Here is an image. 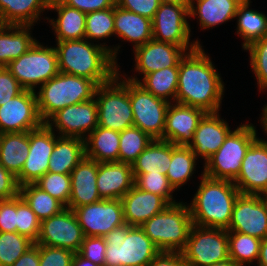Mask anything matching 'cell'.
I'll return each instance as SVG.
<instances>
[{
    "mask_svg": "<svg viewBox=\"0 0 267 266\" xmlns=\"http://www.w3.org/2000/svg\"><path fill=\"white\" fill-rule=\"evenodd\" d=\"M39 245L31 246L11 266H39Z\"/></svg>",
    "mask_w": 267,
    "mask_h": 266,
    "instance_id": "9f6ffc18",
    "label": "cell"
},
{
    "mask_svg": "<svg viewBox=\"0 0 267 266\" xmlns=\"http://www.w3.org/2000/svg\"><path fill=\"white\" fill-rule=\"evenodd\" d=\"M106 242L104 237L85 236L79 254L98 266L105 264Z\"/></svg>",
    "mask_w": 267,
    "mask_h": 266,
    "instance_id": "c3c4849f",
    "label": "cell"
},
{
    "mask_svg": "<svg viewBox=\"0 0 267 266\" xmlns=\"http://www.w3.org/2000/svg\"><path fill=\"white\" fill-rule=\"evenodd\" d=\"M84 157L85 142L83 139L57 135L48 172L70 174Z\"/></svg>",
    "mask_w": 267,
    "mask_h": 266,
    "instance_id": "4dcf8cb0",
    "label": "cell"
},
{
    "mask_svg": "<svg viewBox=\"0 0 267 266\" xmlns=\"http://www.w3.org/2000/svg\"><path fill=\"white\" fill-rule=\"evenodd\" d=\"M181 253L188 266H211L228 260V231L193 225Z\"/></svg>",
    "mask_w": 267,
    "mask_h": 266,
    "instance_id": "30bf717a",
    "label": "cell"
},
{
    "mask_svg": "<svg viewBox=\"0 0 267 266\" xmlns=\"http://www.w3.org/2000/svg\"><path fill=\"white\" fill-rule=\"evenodd\" d=\"M57 12V19H49L56 41L85 39L86 13L63 4L60 0H50L49 9Z\"/></svg>",
    "mask_w": 267,
    "mask_h": 266,
    "instance_id": "484cf974",
    "label": "cell"
},
{
    "mask_svg": "<svg viewBox=\"0 0 267 266\" xmlns=\"http://www.w3.org/2000/svg\"><path fill=\"white\" fill-rule=\"evenodd\" d=\"M6 68L24 90L36 92V87L39 88L59 73L56 49L37 41L26 53L11 61Z\"/></svg>",
    "mask_w": 267,
    "mask_h": 266,
    "instance_id": "9c48e42d",
    "label": "cell"
},
{
    "mask_svg": "<svg viewBox=\"0 0 267 266\" xmlns=\"http://www.w3.org/2000/svg\"><path fill=\"white\" fill-rule=\"evenodd\" d=\"M192 226L189 205L179 201L169 204L140 227L160 251L182 252Z\"/></svg>",
    "mask_w": 267,
    "mask_h": 266,
    "instance_id": "8992f818",
    "label": "cell"
},
{
    "mask_svg": "<svg viewBox=\"0 0 267 266\" xmlns=\"http://www.w3.org/2000/svg\"><path fill=\"white\" fill-rule=\"evenodd\" d=\"M250 3L251 0H243L235 16L237 19L236 34L244 41L243 49L267 34V16L261 11L249 9Z\"/></svg>",
    "mask_w": 267,
    "mask_h": 266,
    "instance_id": "d590c367",
    "label": "cell"
},
{
    "mask_svg": "<svg viewBox=\"0 0 267 266\" xmlns=\"http://www.w3.org/2000/svg\"><path fill=\"white\" fill-rule=\"evenodd\" d=\"M29 132L0 134V164L17 177L29 155Z\"/></svg>",
    "mask_w": 267,
    "mask_h": 266,
    "instance_id": "d6a6232c",
    "label": "cell"
},
{
    "mask_svg": "<svg viewBox=\"0 0 267 266\" xmlns=\"http://www.w3.org/2000/svg\"><path fill=\"white\" fill-rule=\"evenodd\" d=\"M116 4L125 10L152 20L161 2L160 0H116Z\"/></svg>",
    "mask_w": 267,
    "mask_h": 266,
    "instance_id": "f907efd6",
    "label": "cell"
},
{
    "mask_svg": "<svg viewBox=\"0 0 267 266\" xmlns=\"http://www.w3.org/2000/svg\"><path fill=\"white\" fill-rule=\"evenodd\" d=\"M135 71L145 76L168 67H179L187 51L171 43L151 39L144 45L133 49Z\"/></svg>",
    "mask_w": 267,
    "mask_h": 266,
    "instance_id": "ffe728a7",
    "label": "cell"
},
{
    "mask_svg": "<svg viewBox=\"0 0 267 266\" xmlns=\"http://www.w3.org/2000/svg\"><path fill=\"white\" fill-rule=\"evenodd\" d=\"M97 86L93 80L59 72L35 92L41 119L46 122L66 106L93 99Z\"/></svg>",
    "mask_w": 267,
    "mask_h": 266,
    "instance_id": "5b68a950",
    "label": "cell"
},
{
    "mask_svg": "<svg viewBox=\"0 0 267 266\" xmlns=\"http://www.w3.org/2000/svg\"><path fill=\"white\" fill-rule=\"evenodd\" d=\"M41 221L31 210L27 202L20 196H17V233L24 235L34 243L39 238Z\"/></svg>",
    "mask_w": 267,
    "mask_h": 266,
    "instance_id": "bcb514c9",
    "label": "cell"
},
{
    "mask_svg": "<svg viewBox=\"0 0 267 266\" xmlns=\"http://www.w3.org/2000/svg\"><path fill=\"white\" fill-rule=\"evenodd\" d=\"M206 112L197 107L170 103L165 120L163 140L176 146H189L199 121Z\"/></svg>",
    "mask_w": 267,
    "mask_h": 266,
    "instance_id": "44dd1931",
    "label": "cell"
},
{
    "mask_svg": "<svg viewBox=\"0 0 267 266\" xmlns=\"http://www.w3.org/2000/svg\"><path fill=\"white\" fill-rule=\"evenodd\" d=\"M119 138V162L129 164H132L153 140L147 133L134 126L121 131Z\"/></svg>",
    "mask_w": 267,
    "mask_h": 266,
    "instance_id": "ab89813d",
    "label": "cell"
},
{
    "mask_svg": "<svg viewBox=\"0 0 267 266\" xmlns=\"http://www.w3.org/2000/svg\"><path fill=\"white\" fill-rule=\"evenodd\" d=\"M112 35L115 36L114 7L86 13L85 39L94 43Z\"/></svg>",
    "mask_w": 267,
    "mask_h": 266,
    "instance_id": "60d3db41",
    "label": "cell"
},
{
    "mask_svg": "<svg viewBox=\"0 0 267 266\" xmlns=\"http://www.w3.org/2000/svg\"><path fill=\"white\" fill-rule=\"evenodd\" d=\"M19 195L27 202L40 221L57 215L66 208L35 183L20 186Z\"/></svg>",
    "mask_w": 267,
    "mask_h": 266,
    "instance_id": "74e56055",
    "label": "cell"
},
{
    "mask_svg": "<svg viewBox=\"0 0 267 266\" xmlns=\"http://www.w3.org/2000/svg\"><path fill=\"white\" fill-rule=\"evenodd\" d=\"M120 132L97 126L85 139V156L98 163L119 162Z\"/></svg>",
    "mask_w": 267,
    "mask_h": 266,
    "instance_id": "1f68e13d",
    "label": "cell"
},
{
    "mask_svg": "<svg viewBox=\"0 0 267 266\" xmlns=\"http://www.w3.org/2000/svg\"><path fill=\"white\" fill-rule=\"evenodd\" d=\"M147 266H188L181 252L160 251Z\"/></svg>",
    "mask_w": 267,
    "mask_h": 266,
    "instance_id": "11a10c76",
    "label": "cell"
},
{
    "mask_svg": "<svg viewBox=\"0 0 267 266\" xmlns=\"http://www.w3.org/2000/svg\"><path fill=\"white\" fill-rule=\"evenodd\" d=\"M34 242L17 232H0V266H11Z\"/></svg>",
    "mask_w": 267,
    "mask_h": 266,
    "instance_id": "b9f144b4",
    "label": "cell"
},
{
    "mask_svg": "<svg viewBox=\"0 0 267 266\" xmlns=\"http://www.w3.org/2000/svg\"><path fill=\"white\" fill-rule=\"evenodd\" d=\"M257 266H267V237L261 240Z\"/></svg>",
    "mask_w": 267,
    "mask_h": 266,
    "instance_id": "6f0895ef",
    "label": "cell"
},
{
    "mask_svg": "<svg viewBox=\"0 0 267 266\" xmlns=\"http://www.w3.org/2000/svg\"><path fill=\"white\" fill-rule=\"evenodd\" d=\"M172 158V143L153 139L132 163L133 173H161L166 175Z\"/></svg>",
    "mask_w": 267,
    "mask_h": 266,
    "instance_id": "836d02e7",
    "label": "cell"
},
{
    "mask_svg": "<svg viewBox=\"0 0 267 266\" xmlns=\"http://www.w3.org/2000/svg\"><path fill=\"white\" fill-rule=\"evenodd\" d=\"M233 183L242 194L267 195V140L257 137L252 142Z\"/></svg>",
    "mask_w": 267,
    "mask_h": 266,
    "instance_id": "d6986e66",
    "label": "cell"
},
{
    "mask_svg": "<svg viewBox=\"0 0 267 266\" xmlns=\"http://www.w3.org/2000/svg\"><path fill=\"white\" fill-rule=\"evenodd\" d=\"M0 232H17V196L0 200Z\"/></svg>",
    "mask_w": 267,
    "mask_h": 266,
    "instance_id": "681fc988",
    "label": "cell"
},
{
    "mask_svg": "<svg viewBox=\"0 0 267 266\" xmlns=\"http://www.w3.org/2000/svg\"><path fill=\"white\" fill-rule=\"evenodd\" d=\"M257 137L254 124L237 126L218 151L203 165V174L210 178L234 182L239 175L246 151Z\"/></svg>",
    "mask_w": 267,
    "mask_h": 266,
    "instance_id": "52a82bcc",
    "label": "cell"
},
{
    "mask_svg": "<svg viewBox=\"0 0 267 266\" xmlns=\"http://www.w3.org/2000/svg\"><path fill=\"white\" fill-rule=\"evenodd\" d=\"M115 35L122 41L132 42L133 49L153 39L152 20L114 6Z\"/></svg>",
    "mask_w": 267,
    "mask_h": 266,
    "instance_id": "83f0119b",
    "label": "cell"
},
{
    "mask_svg": "<svg viewBox=\"0 0 267 266\" xmlns=\"http://www.w3.org/2000/svg\"><path fill=\"white\" fill-rule=\"evenodd\" d=\"M244 50L249 51L252 67L259 92L267 90V34L250 43Z\"/></svg>",
    "mask_w": 267,
    "mask_h": 266,
    "instance_id": "7bdbcfd3",
    "label": "cell"
},
{
    "mask_svg": "<svg viewBox=\"0 0 267 266\" xmlns=\"http://www.w3.org/2000/svg\"><path fill=\"white\" fill-rule=\"evenodd\" d=\"M178 70L175 103L197 107L206 113L219 112L225 83L202 46L187 52Z\"/></svg>",
    "mask_w": 267,
    "mask_h": 266,
    "instance_id": "6da1fadb",
    "label": "cell"
},
{
    "mask_svg": "<svg viewBox=\"0 0 267 266\" xmlns=\"http://www.w3.org/2000/svg\"><path fill=\"white\" fill-rule=\"evenodd\" d=\"M239 194L232 181L210 178L202 172L197 192L188 204L193 225L227 230Z\"/></svg>",
    "mask_w": 267,
    "mask_h": 266,
    "instance_id": "3957f363",
    "label": "cell"
},
{
    "mask_svg": "<svg viewBox=\"0 0 267 266\" xmlns=\"http://www.w3.org/2000/svg\"><path fill=\"white\" fill-rule=\"evenodd\" d=\"M71 266H98L88 259L82 257L78 252L74 254Z\"/></svg>",
    "mask_w": 267,
    "mask_h": 266,
    "instance_id": "680465c9",
    "label": "cell"
},
{
    "mask_svg": "<svg viewBox=\"0 0 267 266\" xmlns=\"http://www.w3.org/2000/svg\"><path fill=\"white\" fill-rule=\"evenodd\" d=\"M187 18L189 5L161 3L152 19L153 39L180 46L187 52L202 46L198 39L190 42L191 27Z\"/></svg>",
    "mask_w": 267,
    "mask_h": 266,
    "instance_id": "8fae6325",
    "label": "cell"
},
{
    "mask_svg": "<svg viewBox=\"0 0 267 266\" xmlns=\"http://www.w3.org/2000/svg\"><path fill=\"white\" fill-rule=\"evenodd\" d=\"M19 192L20 186L16 177L0 164V200L12 199Z\"/></svg>",
    "mask_w": 267,
    "mask_h": 266,
    "instance_id": "f5cc1de1",
    "label": "cell"
},
{
    "mask_svg": "<svg viewBox=\"0 0 267 266\" xmlns=\"http://www.w3.org/2000/svg\"><path fill=\"white\" fill-rule=\"evenodd\" d=\"M63 4L84 13L109 9L116 5V0H60Z\"/></svg>",
    "mask_w": 267,
    "mask_h": 266,
    "instance_id": "db71d44e",
    "label": "cell"
},
{
    "mask_svg": "<svg viewBox=\"0 0 267 266\" xmlns=\"http://www.w3.org/2000/svg\"><path fill=\"white\" fill-rule=\"evenodd\" d=\"M132 164L98 163L97 190L101 199H121L133 186Z\"/></svg>",
    "mask_w": 267,
    "mask_h": 266,
    "instance_id": "d4e9b609",
    "label": "cell"
},
{
    "mask_svg": "<svg viewBox=\"0 0 267 266\" xmlns=\"http://www.w3.org/2000/svg\"><path fill=\"white\" fill-rule=\"evenodd\" d=\"M125 223L141 226L169 203L160 195L143 191L135 185L121 198Z\"/></svg>",
    "mask_w": 267,
    "mask_h": 266,
    "instance_id": "603a6c76",
    "label": "cell"
},
{
    "mask_svg": "<svg viewBox=\"0 0 267 266\" xmlns=\"http://www.w3.org/2000/svg\"><path fill=\"white\" fill-rule=\"evenodd\" d=\"M197 159L188 146H176L172 143V158L166 176L174 190H180L191 179L196 171Z\"/></svg>",
    "mask_w": 267,
    "mask_h": 266,
    "instance_id": "8d00e7d4",
    "label": "cell"
},
{
    "mask_svg": "<svg viewBox=\"0 0 267 266\" xmlns=\"http://www.w3.org/2000/svg\"><path fill=\"white\" fill-rule=\"evenodd\" d=\"M134 185L143 191L162 196L169 204L178 203L173 198L175 190L166 175L161 173H133Z\"/></svg>",
    "mask_w": 267,
    "mask_h": 266,
    "instance_id": "ee69618b",
    "label": "cell"
},
{
    "mask_svg": "<svg viewBox=\"0 0 267 266\" xmlns=\"http://www.w3.org/2000/svg\"><path fill=\"white\" fill-rule=\"evenodd\" d=\"M50 0H0L3 25L35 26L41 14L49 9Z\"/></svg>",
    "mask_w": 267,
    "mask_h": 266,
    "instance_id": "f546056e",
    "label": "cell"
},
{
    "mask_svg": "<svg viewBox=\"0 0 267 266\" xmlns=\"http://www.w3.org/2000/svg\"><path fill=\"white\" fill-rule=\"evenodd\" d=\"M37 96L34 91L23 90L0 106V134L29 132L42 126Z\"/></svg>",
    "mask_w": 267,
    "mask_h": 266,
    "instance_id": "2e32d148",
    "label": "cell"
},
{
    "mask_svg": "<svg viewBox=\"0 0 267 266\" xmlns=\"http://www.w3.org/2000/svg\"><path fill=\"white\" fill-rule=\"evenodd\" d=\"M120 74L121 71H118L110 82L98 85L94 95L97 102L98 126L119 132L133 126L128 79Z\"/></svg>",
    "mask_w": 267,
    "mask_h": 266,
    "instance_id": "ba28073f",
    "label": "cell"
},
{
    "mask_svg": "<svg viewBox=\"0 0 267 266\" xmlns=\"http://www.w3.org/2000/svg\"><path fill=\"white\" fill-rule=\"evenodd\" d=\"M103 237L104 266H147L160 252L140 226L125 224Z\"/></svg>",
    "mask_w": 267,
    "mask_h": 266,
    "instance_id": "277c9868",
    "label": "cell"
},
{
    "mask_svg": "<svg viewBox=\"0 0 267 266\" xmlns=\"http://www.w3.org/2000/svg\"><path fill=\"white\" fill-rule=\"evenodd\" d=\"M84 234L76 214L65 208L59 214L41 221L39 238L35 244L59 247L79 252Z\"/></svg>",
    "mask_w": 267,
    "mask_h": 266,
    "instance_id": "9a60e30c",
    "label": "cell"
},
{
    "mask_svg": "<svg viewBox=\"0 0 267 266\" xmlns=\"http://www.w3.org/2000/svg\"><path fill=\"white\" fill-rule=\"evenodd\" d=\"M56 42L59 72L103 85L110 82L121 69L117 64L121 45L113 47L106 42L94 44L87 39Z\"/></svg>",
    "mask_w": 267,
    "mask_h": 266,
    "instance_id": "7a4b0ae2",
    "label": "cell"
},
{
    "mask_svg": "<svg viewBox=\"0 0 267 266\" xmlns=\"http://www.w3.org/2000/svg\"><path fill=\"white\" fill-rule=\"evenodd\" d=\"M24 89L6 67H0V106Z\"/></svg>",
    "mask_w": 267,
    "mask_h": 266,
    "instance_id": "816d5d0a",
    "label": "cell"
},
{
    "mask_svg": "<svg viewBox=\"0 0 267 266\" xmlns=\"http://www.w3.org/2000/svg\"><path fill=\"white\" fill-rule=\"evenodd\" d=\"M231 132L229 123L221 118L219 112L206 113L199 121L188 147L197 158L204 159L205 164L218 151Z\"/></svg>",
    "mask_w": 267,
    "mask_h": 266,
    "instance_id": "7402d4cb",
    "label": "cell"
},
{
    "mask_svg": "<svg viewBox=\"0 0 267 266\" xmlns=\"http://www.w3.org/2000/svg\"><path fill=\"white\" fill-rule=\"evenodd\" d=\"M45 124L52 131L58 132L59 136L77 137L84 140L98 126L95 97L89 101L69 105L58 110Z\"/></svg>",
    "mask_w": 267,
    "mask_h": 266,
    "instance_id": "5bb4252c",
    "label": "cell"
},
{
    "mask_svg": "<svg viewBox=\"0 0 267 266\" xmlns=\"http://www.w3.org/2000/svg\"><path fill=\"white\" fill-rule=\"evenodd\" d=\"M84 236L103 237L110 231L124 226L121 199H102L73 209Z\"/></svg>",
    "mask_w": 267,
    "mask_h": 266,
    "instance_id": "4fadbf2b",
    "label": "cell"
},
{
    "mask_svg": "<svg viewBox=\"0 0 267 266\" xmlns=\"http://www.w3.org/2000/svg\"><path fill=\"white\" fill-rule=\"evenodd\" d=\"M74 254L68 249L39 245V266H71Z\"/></svg>",
    "mask_w": 267,
    "mask_h": 266,
    "instance_id": "7dc6e473",
    "label": "cell"
},
{
    "mask_svg": "<svg viewBox=\"0 0 267 266\" xmlns=\"http://www.w3.org/2000/svg\"><path fill=\"white\" fill-rule=\"evenodd\" d=\"M191 0H160L163 4L189 5Z\"/></svg>",
    "mask_w": 267,
    "mask_h": 266,
    "instance_id": "94428289",
    "label": "cell"
},
{
    "mask_svg": "<svg viewBox=\"0 0 267 266\" xmlns=\"http://www.w3.org/2000/svg\"><path fill=\"white\" fill-rule=\"evenodd\" d=\"M35 184L60 201L65 207L68 206L71 194L70 174L47 172Z\"/></svg>",
    "mask_w": 267,
    "mask_h": 266,
    "instance_id": "f6af8a7d",
    "label": "cell"
},
{
    "mask_svg": "<svg viewBox=\"0 0 267 266\" xmlns=\"http://www.w3.org/2000/svg\"><path fill=\"white\" fill-rule=\"evenodd\" d=\"M178 75V67H168L147 74L143 76L142 80L137 78V75L126 77L127 75L124 74L123 76L130 81L137 82L154 96L164 99L169 103H174L178 88Z\"/></svg>",
    "mask_w": 267,
    "mask_h": 266,
    "instance_id": "e575fe53",
    "label": "cell"
},
{
    "mask_svg": "<svg viewBox=\"0 0 267 266\" xmlns=\"http://www.w3.org/2000/svg\"><path fill=\"white\" fill-rule=\"evenodd\" d=\"M98 162L86 156L70 173L71 194L66 208L74 209L101 199L97 190Z\"/></svg>",
    "mask_w": 267,
    "mask_h": 266,
    "instance_id": "cb8c5ba5",
    "label": "cell"
},
{
    "mask_svg": "<svg viewBox=\"0 0 267 266\" xmlns=\"http://www.w3.org/2000/svg\"><path fill=\"white\" fill-rule=\"evenodd\" d=\"M260 123H262V129H264L265 135L267 134V104L264 105V108L262 110V116L260 118Z\"/></svg>",
    "mask_w": 267,
    "mask_h": 266,
    "instance_id": "91938a15",
    "label": "cell"
},
{
    "mask_svg": "<svg viewBox=\"0 0 267 266\" xmlns=\"http://www.w3.org/2000/svg\"><path fill=\"white\" fill-rule=\"evenodd\" d=\"M56 135L45 123L29 131V155L16 177L19 186L35 183L48 172L49 161L56 142Z\"/></svg>",
    "mask_w": 267,
    "mask_h": 266,
    "instance_id": "ac0fdd59",
    "label": "cell"
},
{
    "mask_svg": "<svg viewBox=\"0 0 267 266\" xmlns=\"http://www.w3.org/2000/svg\"><path fill=\"white\" fill-rule=\"evenodd\" d=\"M211 266H240V265L236 264L232 259H228L222 262L215 263Z\"/></svg>",
    "mask_w": 267,
    "mask_h": 266,
    "instance_id": "6125c7cd",
    "label": "cell"
},
{
    "mask_svg": "<svg viewBox=\"0 0 267 266\" xmlns=\"http://www.w3.org/2000/svg\"><path fill=\"white\" fill-rule=\"evenodd\" d=\"M250 236L267 237V199L262 195L242 194L237 197L229 228Z\"/></svg>",
    "mask_w": 267,
    "mask_h": 266,
    "instance_id": "e0dca14e",
    "label": "cell"
},
{
    "mask_svg": "<svg viewBox=\"0 0 267 266\" xmlns=\"http://www.w3.org/2000/svg\"><path fill=\"white\" fill-rule=\"evenodd\" d=\"M261 239L235 231H228L229 259L240 266L250 264L258 260Z\"/></svg>",
    "mask_w": 267,
    "mask_h": 266,
    "instance_id": "f35d334b",
    "label": "cell"
},
{
    "mask_svg": "<svg viewBox=\"0 0 267 266\" xmlns=\"http://www.w3.org/2000/svg\"><path fill=\"white\" fill-rule=\"evenodd\" d=\"M243 0H191L189 18L196 17L200 28L213 29L235 18Z\"/></svg>",
    "mask_w": 267,
    "mask_h": 266,
    "instance_id": "4316f807",
    "label": "cell"
},
{
    "mask_svg": "<svg viewBox=\"0 0 267 266\" xmlns=\"http://www.w3.org/2000/svg\"><path fill=\"white\" fill-rule=\"evenodd\" d=\"M32 26L2 25L0 27V67L26 53L38 40L31 36Z\"/></svg>",
    "mask_w": 267,
    "mask_h": 266,
    "instance_id": "f1b7e54d",
    "label": "cell"
},
{
    "mask_svg": "<svg viewBox=\"0 0 267 266\" xmlns=\"http://www.w3.org/2000/svg\"><path fill=\"white\" fill-rule=\"evenodd\" d=\"M133 126L153 139H162L169 102L154 96L137 82L128 80Z\"/></svg>",
    "mask_w": 267,
    "mask_h": 266,
    "instance_id": "7c38bea8",
    "label": "cell"
}]
</instances>
